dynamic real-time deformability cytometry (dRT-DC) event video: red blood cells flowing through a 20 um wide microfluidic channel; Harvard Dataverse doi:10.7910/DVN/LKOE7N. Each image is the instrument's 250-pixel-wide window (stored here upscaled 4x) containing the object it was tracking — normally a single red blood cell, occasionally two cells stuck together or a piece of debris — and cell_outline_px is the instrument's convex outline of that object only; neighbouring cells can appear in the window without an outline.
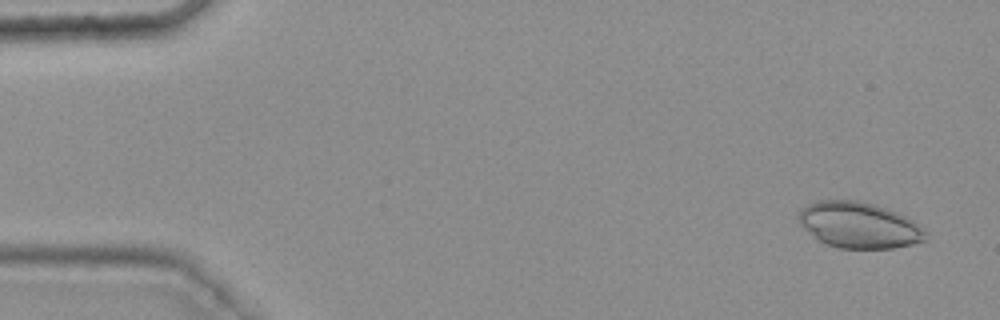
{"species": "common noctule bat (a hibernating species)", "species_latin": "Nyctalus noctula", "temperature_condition": "warm", "stored_images_in_passage": 47, "camera_frame_rate_fps": 3000, "um_per_image_px": 0.085, "animal": {"sex": "female", "body_mass_g": 25.1}, "frame": {"image": 1, "passage_image": 3, "time_ms": 0.667, "image_size_px": [1000, 320], "cell_outline_px": [[924, 240], [912, 244], [892, 248], [840, 248], [816, 240], [800, 224], [796, 216], [800, 208], [808, 204], [820, 200], [856, 200], [872, 204], [896, 212], [912, 220], [924, 232]], "centroid_in_image_um": [72.92, 19.13], "position_along_channel_um": 12.1, "area_um2": 33.64}}
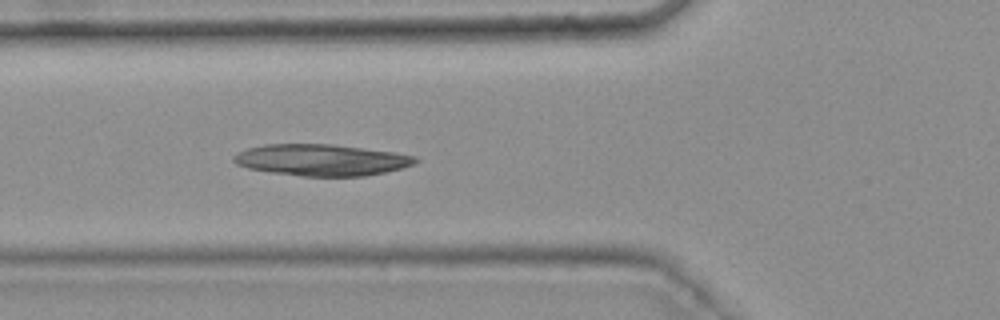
{"frame": {"image": 2, "passage_image": 20, "time_ms": 6.333, "image_size_px": [1000, 320], "cell_outline_px": [[420, 160], [412, 164], [400, 168], [384, 172], [364, 176], [304, 176], [272, 172], [248, 168], [236, 164], [232, 160], [232, 156], [236, 152], [248, 148], [264, 144], [332, 144], [392, 152], [416, 156]], "centroid_in_image_um": [27.27, 13.59], "position_along_channel_um": 98.5, "area_um2": 33.12}}
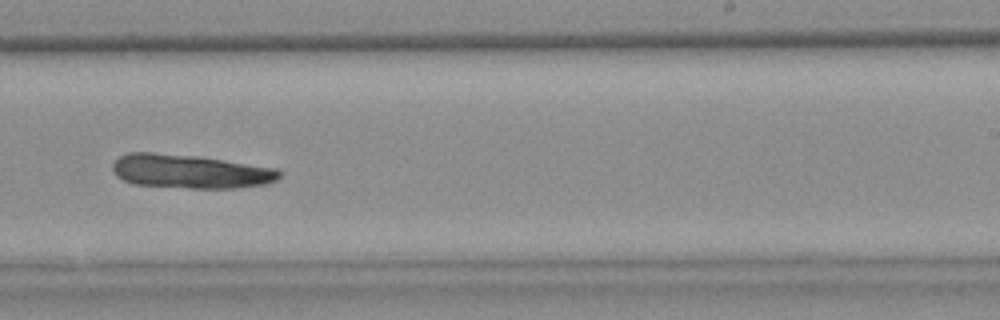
{"frame": {"image": 3, "passage_image": 34, "time_ms": 11.0, "image_size_px": [1000, 320], "cell_outline_px": [[284, 172], [276, 180], [268, 184], [236, 188], [188, 188], [132, 184], [116, 176], [112, 172], [112, 164], [120, 156], [128, 152], [152, 152], [196, 156], [224, 160], [276, 168]], "centroid_in_image_um": [16.16, 14.57], "position_along_channel_um": 272.8, "area_um2": 33.12}}